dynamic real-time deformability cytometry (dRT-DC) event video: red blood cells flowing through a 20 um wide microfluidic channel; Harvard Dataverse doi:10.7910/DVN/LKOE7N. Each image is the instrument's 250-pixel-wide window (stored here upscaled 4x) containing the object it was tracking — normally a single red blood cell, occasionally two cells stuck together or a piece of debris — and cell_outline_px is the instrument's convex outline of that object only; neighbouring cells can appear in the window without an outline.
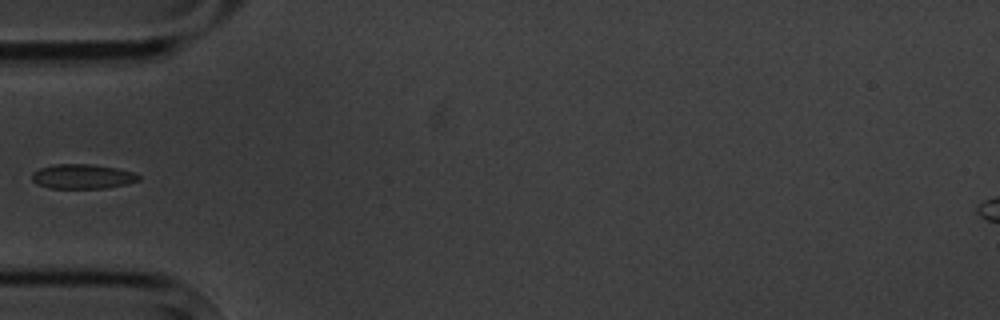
{"species": "common noctule bat (a hibernating species)", "species_latin": "Nyctalus noctula", "temperature_condition": "cold", "stored_images_in_passage": 9, "camera_frame_rate_fps": 3000, "um_per_image_px": 0.085, "animal": {"sex": "male", "body_mass_g": 20.1, "forearm_length_mm": 53.5}, "frame": {"image": 1, "passage_image": 6, "time_ms": 6.0, "image_size_px": [1000, 320], "cell_outline_px": [[140, 180], [124, 184], [104, 188], [48, 188], [36, 184], [32, 180], [32, 172], [40, 168], [52, 164], [92, 164], [116, 168], [132, 172], [140, 176]], "centroid_in_image_um": [6.96, 14.99], "position_along_channel_um": 78.0, "area_um2": 15.26}}
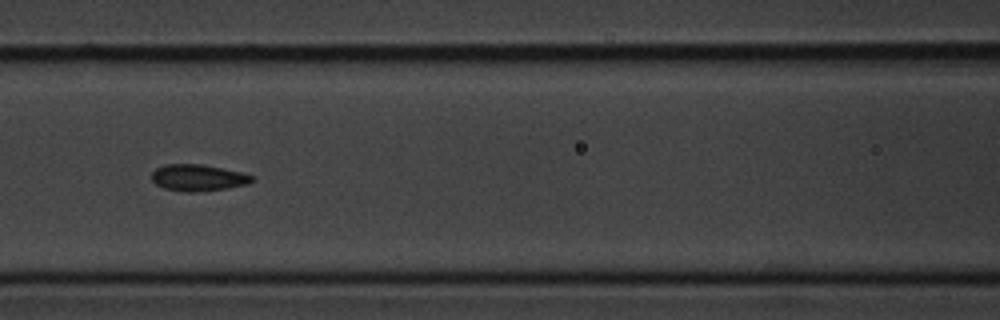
{"frame": {"image": 2, "passage_image": 8, "time_ms": 8.0, "image_size_px": [1000, 320], "cell_outline_px": [[256, 180], [248, 184], [228, 188], [196, 192], [184, 192], [164, 188], [156, 184], [152, 180], [152, 172], [156, 168], [164, 164], [200, 164], [240, 172], [252, 176]], "centroid_in_image_um": [16.82, 15.11], "position_along_channel_um": 149.8, "area_um2": 15.49}}
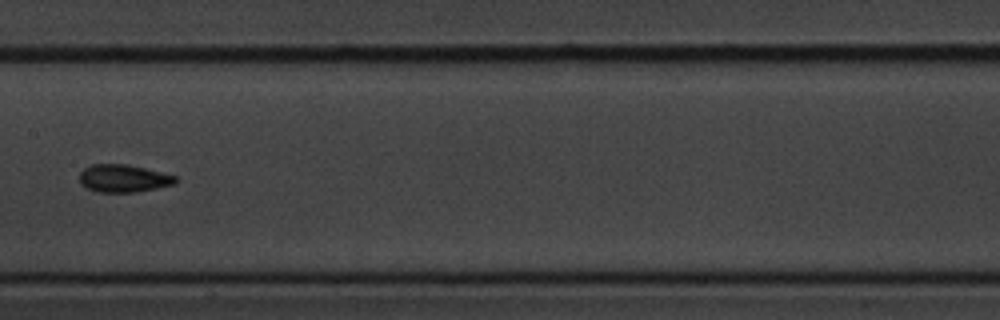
{"frame": {"image": 3, "passage_image": 9, "time_ms": 9.333, "image_size_px": [1000, 320], "cell_outline_px": [[180, 180], [176, 184], [136, 192], [96, 192], [84, 188], [80, 184], [80, 172], [84, 168], [92, 164], [128, 164], [176, 176]], "centroid_in_image_um": [10.48, 15.17], "position_along_channel_um": 196.9, "area_um2": 15.66}}